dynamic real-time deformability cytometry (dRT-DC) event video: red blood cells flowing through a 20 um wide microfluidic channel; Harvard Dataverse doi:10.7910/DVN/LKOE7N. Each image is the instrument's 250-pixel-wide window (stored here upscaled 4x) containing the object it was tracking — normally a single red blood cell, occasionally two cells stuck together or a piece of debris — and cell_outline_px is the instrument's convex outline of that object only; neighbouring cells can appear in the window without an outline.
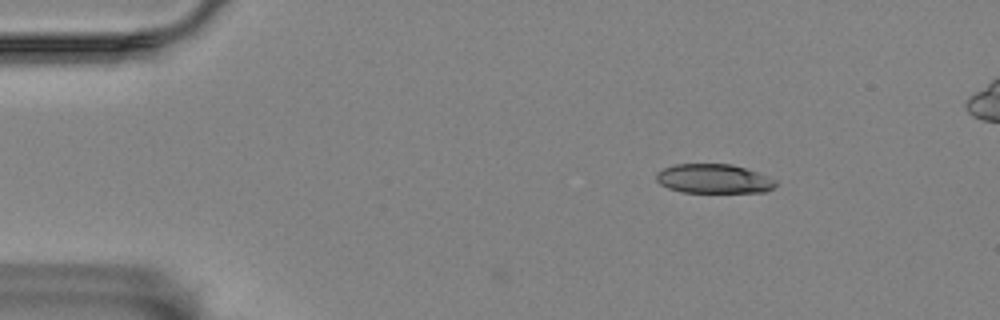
{"species": "Egyptian fruit bat (a non-hibernating species)", "species_latin": "Rousettus aegyptiacus", "temperature_condition": "room temperature", "stored_images_in_passage": 50, "camera_frame_rate_fps": 3000, "um_per_image_px": 0.085, "animal": {"sex": "female"}, "frame": {"image": 1, "passage_image": 1, "time_ms": 0.0, "image_size_px": [1000, 320], "cell_outline_px": [[776, 184], [772, 188], [764, 192], [680, 192], [668, 188], [660, 184], [656, 180], [656, 172], [664, 168], [676, 164], [732, 164], [768, 176], [776, 180]], "centroid_in_image_um": [60.64, 15.19], "position_along_channel_um": 24.4, "area_um2": 20.29}}
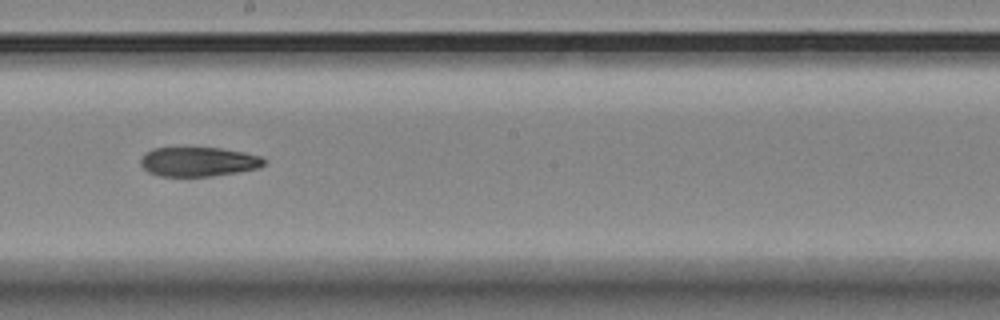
{"frame": {"image": 2, "passage_image": 25, "time_ms": 8.0, "image_size_px": [1000, 320], "cell_outline_px": [[264, 164], [260, 168], [212, 176], [160, 176], [148, 172], [140, 164], [140, 160], [144, 152], [152, 148], [220, 148], [244, 152], [260, 156], [264, 160]], "centroid_in_image_um": [16.83, 13.74], "position_along_channel_um": 231.4, "area_um2": 21.1}}
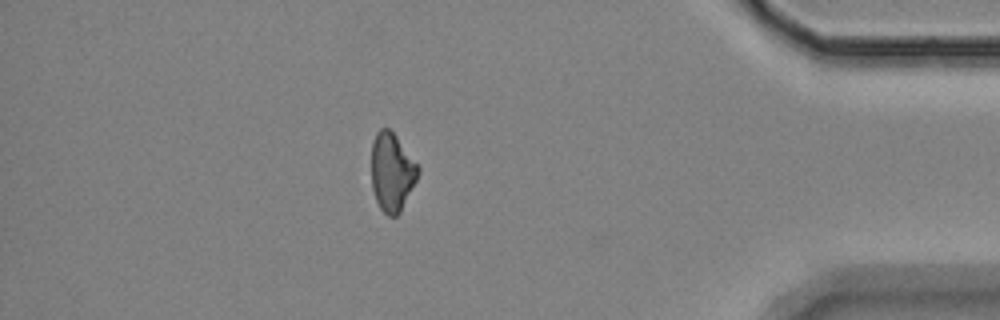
{"frame": {"image": 3, "passage_image": 43, "time_ms": 14.0, "image_size_px": [1000, 320], "cell_outline_px": [[420, 172], [400, 212], [396, 216], [388, 216], [380, 208], [376, 200], [372, 188], [372, 140], [376, 132], [380, 128], [388, 128], [396, 136], [420, 168]], "centroid_in_image_um": [33.3, 14.62], "position_along_channel_um": 401.9, "area_um2": 21.1}}